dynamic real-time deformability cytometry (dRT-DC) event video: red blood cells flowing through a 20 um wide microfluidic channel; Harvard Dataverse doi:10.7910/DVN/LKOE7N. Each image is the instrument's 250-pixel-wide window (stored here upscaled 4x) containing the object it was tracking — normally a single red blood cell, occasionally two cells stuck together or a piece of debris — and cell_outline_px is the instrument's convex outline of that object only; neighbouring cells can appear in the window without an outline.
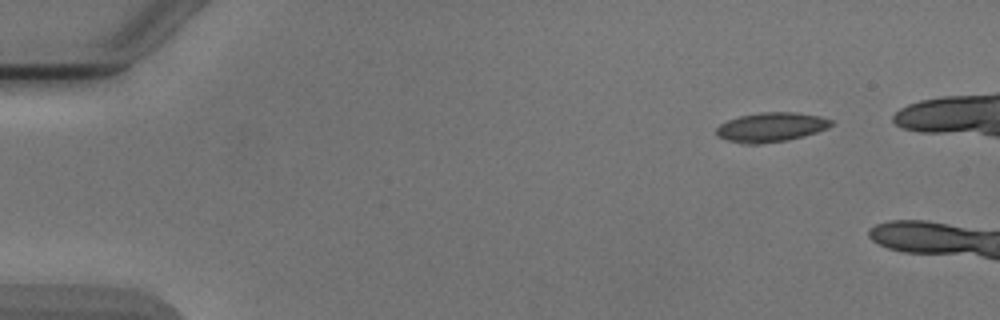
{"species": "Egyptian fruit bat (a non-hibernating species)", "species_latin": "Rousettus aegyptiacus", "temperature_condition": "cold", "stored_images_in_passage": 3, "camera_frame_rate_fps": 3000, "um_per_image_px": 0.085, "animal": {"sex": "male"}, "frame": {"image": 1, "passage_image": 1, "time_ms": 0.0, "image_size_px": [1000, 320], "cell_outline_px": [[836, 124], [828, 128], [816, 132], [788, 140], [760, 144], [740, 144], [716, 136], [716, 128], [720, 124], [728, 120], [740, 116], [764, 112], [796, 112], [820, 116], [832, 120]], "centroid_in_image_um": [65.55, 10.81], "position_along_channel_um": 19.5, "area_um2": 19.77}}